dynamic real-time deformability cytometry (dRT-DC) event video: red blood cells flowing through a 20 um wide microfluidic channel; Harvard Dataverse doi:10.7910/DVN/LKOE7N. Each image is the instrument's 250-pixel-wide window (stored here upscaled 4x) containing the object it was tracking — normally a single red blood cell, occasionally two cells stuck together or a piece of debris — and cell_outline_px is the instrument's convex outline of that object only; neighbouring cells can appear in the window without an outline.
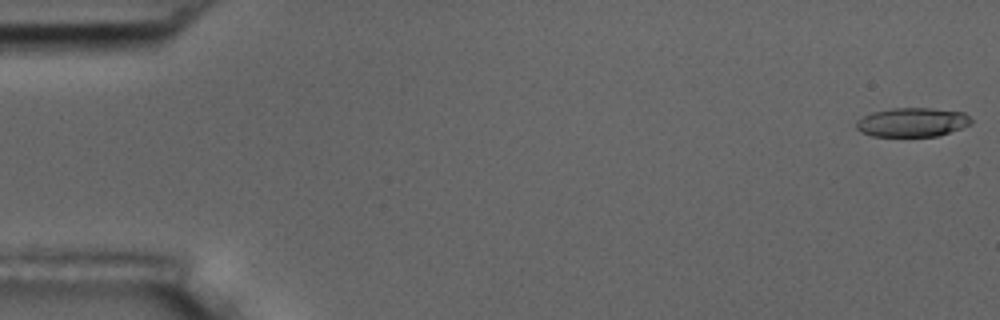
{"species": "common noctule bat (a hibernating species)", "species_latin": "Nyctalus noctula", "temperature_condition": "room temperature", "stored_images_in_passage": 55, "camera_frame_rate_fps": 3000, "um_per_image_px": 0.085, "animal": {"sex": "male", "body_mass_g": 17.5, "forearm_length_mm": 52.3}, "frame": {"image": 1, "passage_image": 1, "time_ms": 0.0, "image_size_px": [1000, 320], "cell_outline_px": [[972, 120], [968, 124], [960, 128], [936, 136], [872, 136], [860, 132], [856, 128], [856, 120], [872, 112], [892, 108], [932, 108], [964, 112]], "centroid_in_image_um": [77.49, 10.38], "position_along_channel_um": 7.5, "area_um2": 19.31}}
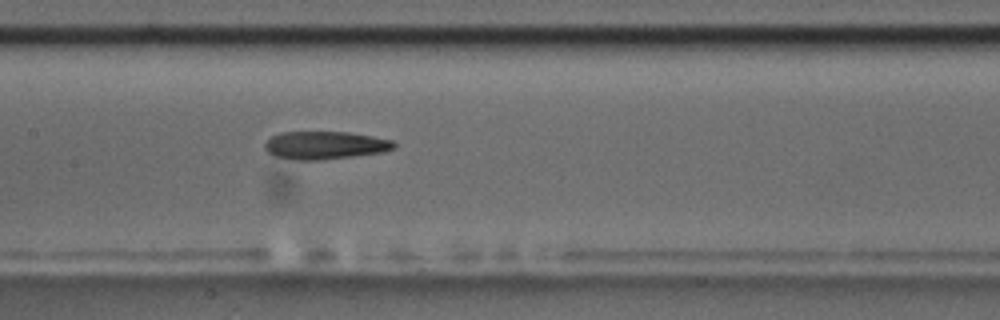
{"frame": {"image": 2, "passage_image": 27, "time_ms": 8.667, "image_size_px": [1000, 320], "cell_outline_px": [[396, 148], [380, 152], [352, 156], [320, 160], [296, 160], [276, 156], [268, 152], [264, 148], [264, 144], [272, 136], [280, 132], [348, 132], [372, 136], [392, 140], [396, 144]], "centroid_in_image_um": [27.61, 12.34], "position_along_channel_um": 179.8, "area_um2": 20.87}}
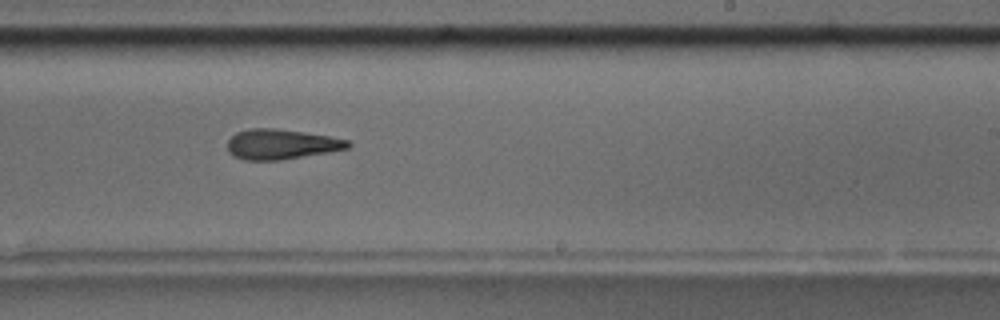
{"frame": {"image": 3, "passage_image": 34, "time_ms": 11.0, "image_size_px": [1000, 320], "cell_outline_px": [[352, 144], [348, 148], [328, 152], [280, 160], [244, 160], [232, 156], [228, 152], [228, 140], [236, 132], [248, 128], [276, 128], [304, 132], [328, 136], [348, 140]], "centroid_in_image_um": [23.87, 12.26], "position_along_channel_um": 265.1, "area_um2": 21.15}, "authors_computed_cell_mechanics": {"area_um2": 21.1548, "velocity_mm_per_s": 3.6635, "shape_relaxation_time_tau1_ms": 7.4438, "shape_relaxation_time_tau2_ms": 7.2248, "deformation_change_tau1": 0.222, "deformation_change_tau2": 0.2173}}